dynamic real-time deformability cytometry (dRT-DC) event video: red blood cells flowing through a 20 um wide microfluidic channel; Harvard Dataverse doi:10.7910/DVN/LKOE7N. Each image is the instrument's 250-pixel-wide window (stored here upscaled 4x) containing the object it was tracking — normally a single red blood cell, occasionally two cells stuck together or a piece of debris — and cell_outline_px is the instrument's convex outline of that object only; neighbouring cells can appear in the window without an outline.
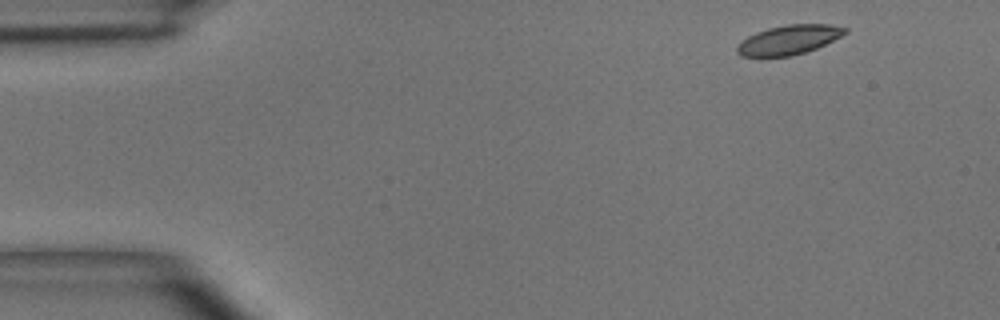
{"species": "common noctule bat (a hibernating species)", "species_latin": "Nyctalus noctula", "temperature_condition": "room temperature", "stored_images_in_passage": 8, "camera_frame_rate_fps": 3000, "um_per_image_px": 0.085, "animal": {"sex": "male", "body_mass_g": 15.6}, "frame": {"image": 1, "passage_image": 1, "time_ms": 0.0, "image_size_px": [1000, 320], "cell_outline_px": [[848, 32], [816, 48], [792, 56], [740, 56], [736, 52], [736, 48], [748, 36], [756, 32], [768, 28], [788, 24], [828, 24], [848, 28]], "centroid_in_image_um": [67.06, 3.38], "position_along_channel_um": 17.9, "area_um2": 18.21}}
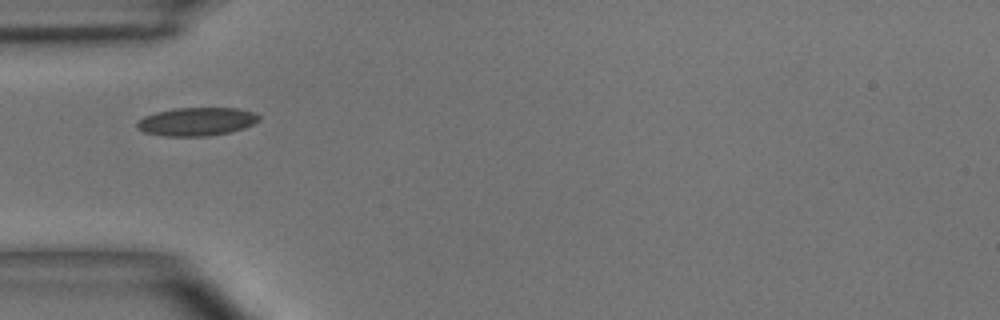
{"frame": {"image": 2, "passage_image": 4, "time_ms": 3.667, "image_size_px": [1000, 320], "cell_outline_px": [[260, 120], [244, 128], [228, 132], [208, 136], [164, 136], [144, 132], [136, 128], [136, 124], [144, 116], [156, 112], [176, 108], [236, 108], [252, 112], [260, 116]], "centroid_in_image_um": [16.7, 10.34], "position_along_channel_um": 68.3, "area_um2": 20.0}}
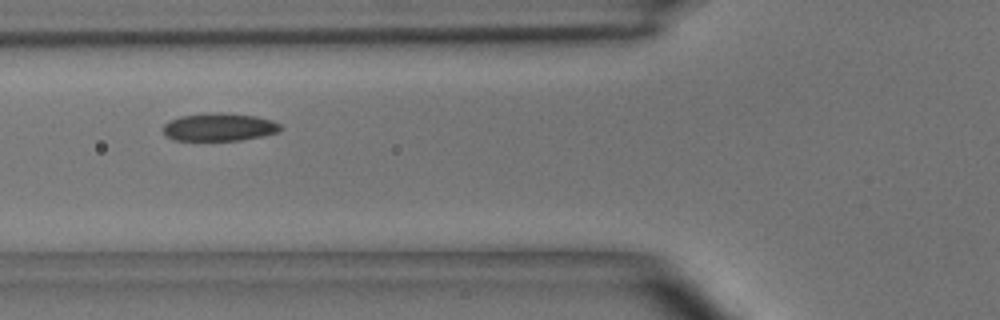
{"frame": {"image": 3, "passage_image": 5, "time_ms": 4.667, "image_size_px": [1000, 320], "cell_outline_px": [[280, 132], [240, 140], [172, 140], [164, 136], [164, 124], [168, 120], [180, 116], [212, 112], [220, 112], [256, 116], [272, 120], [280, 124]], "centroid_in_image_um": [18.6, 10.79], "position_along_channel_um": 107.2, "area_um2": 19.13}}